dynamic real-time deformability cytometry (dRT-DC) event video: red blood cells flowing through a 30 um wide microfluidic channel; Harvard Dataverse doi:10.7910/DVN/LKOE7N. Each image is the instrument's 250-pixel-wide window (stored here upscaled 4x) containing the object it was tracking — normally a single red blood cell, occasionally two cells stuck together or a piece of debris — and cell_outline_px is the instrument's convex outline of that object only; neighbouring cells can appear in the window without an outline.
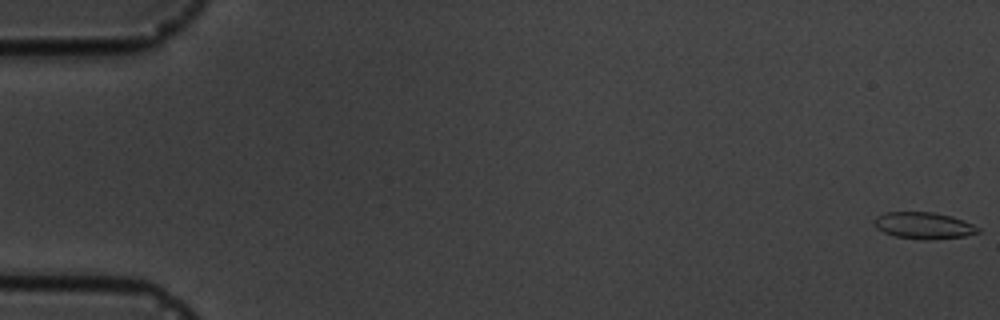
{"species": "common noctule bat (a hibernating species)", "species_latin": "Nyctalus noctula", "temperature_condition": "cold", "stored_images_in_passage": 6, "camera_frame_rate_fps": 3000, "um_per_image_px": 0.085, "animal": {"sex": "male", "body_mass_g": 19.5, "forearm_length_mm": 54.6}, "frame": {"image": 1, "passage_image": 1, "time_ms": 0.0, "image_size_px": [1000, 320], "cell_outline_px": [[980, 232], [964, 236], [928, 240], [896, 236], [884, 232], [876, 228], [876, 216], [888, 212], [932, 212], [952, 216], [964, 220], [980, 228]], "centroid_in_image_um": [78.56, 19.16], "position_along_channel_um": 6.4, "area_um2": 15.9}}